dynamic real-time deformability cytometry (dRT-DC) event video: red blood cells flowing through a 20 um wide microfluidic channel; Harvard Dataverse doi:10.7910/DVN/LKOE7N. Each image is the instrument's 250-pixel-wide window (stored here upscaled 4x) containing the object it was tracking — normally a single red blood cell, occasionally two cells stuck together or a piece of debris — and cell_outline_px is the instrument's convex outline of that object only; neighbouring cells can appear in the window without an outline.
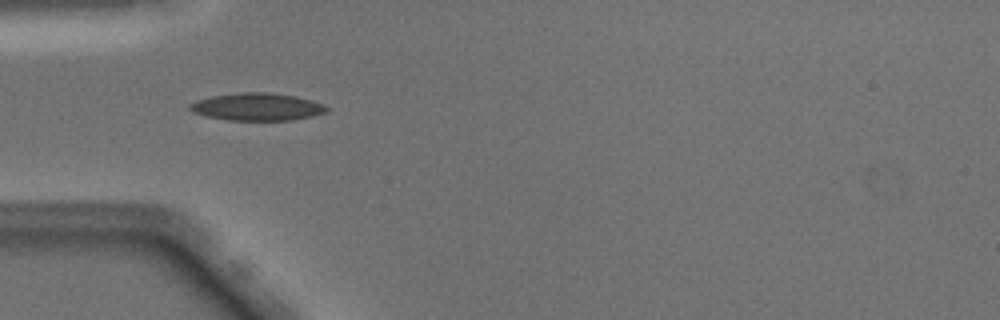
{"species": "Egyptian fruit bat (a non-hibernating species)", "species_latin": "Rousettus aegyptiacus", "temperature_condition": "warm", "stored_images_in_passage": 41, "camera_frame_rate_fps": 3000, "um_per_image_px": 0.085, "animal": {"sex": "male"}, "frame": {"image": 1, "passage_image": 7, "time_ms": 2.0, "image_size_px": [1000, 320], "cell_outline_px": [[332, 108], [328, 112], [292, 120], [228, 120], [208, 116], [192, 112], [188, 108], [188, 104], [196, 100], [212, 96], [240, 92], [268, 92], [296, 96], [324, 104]], "centroid_in_image_um": [21.87, 9.07], "position_along_channel_um": 63.1, "area_um2": 22.02}}
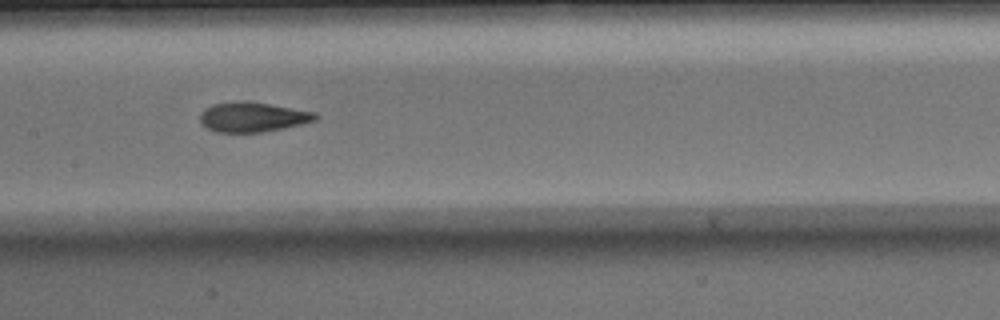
{"frame": {"image": 2, "passage_image": 16, "time_ms": 5.0, "image_size_px": [1000, 320], "cell_outline_px": [[316, 120], [300, 124], [260, 132], [216, 132], [208, 128], [200, 120], [200, 112], [204, 108], [212, 104], [240, 100], [248, 100], [316, 112]], "centroid_in_image_um": [21.43, 9.92], "position_along_channel_um": 186.0, "area_um2": 19.94}}
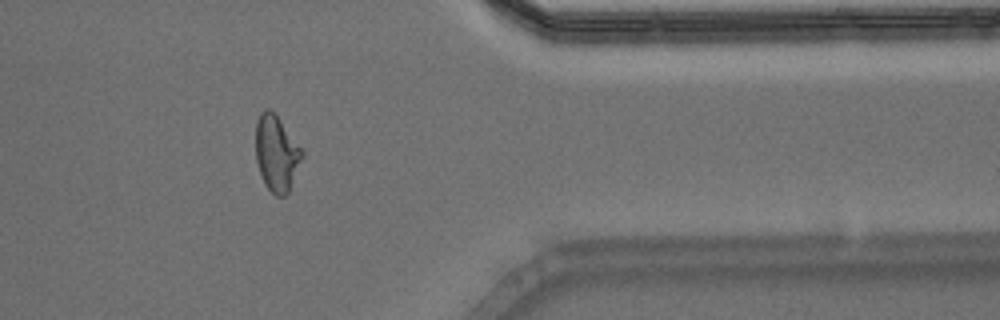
{"frame": {"image": 3, "passage_image": 32, "time_ms": 10.333, "image_size_px": [1000, 320], "cell_outline_px": [[304, 156], [288, 192], [284, 196], [276, 196], [264, 184], [256, 160], [256, 120], [260, 112], [264, 108], [268, 108], [276, 112], [304, 152]], "centroid_in_image_um": [23.5, 12.98], "position_along_channel_um": 387.9, "area_um2": 20.75}, "authors_computed_cell_mechanics": {"area_um2": 20.1144, "velocity_mm_per_s": 4.0973, "shape_relaxation_time_tau1_ms": 9.1695, "shape_relaxation_time_tau2_ms": 1.4106, "deformation_change_tau1": 0.2672, "deformation_change_tau2": 0.0885}}